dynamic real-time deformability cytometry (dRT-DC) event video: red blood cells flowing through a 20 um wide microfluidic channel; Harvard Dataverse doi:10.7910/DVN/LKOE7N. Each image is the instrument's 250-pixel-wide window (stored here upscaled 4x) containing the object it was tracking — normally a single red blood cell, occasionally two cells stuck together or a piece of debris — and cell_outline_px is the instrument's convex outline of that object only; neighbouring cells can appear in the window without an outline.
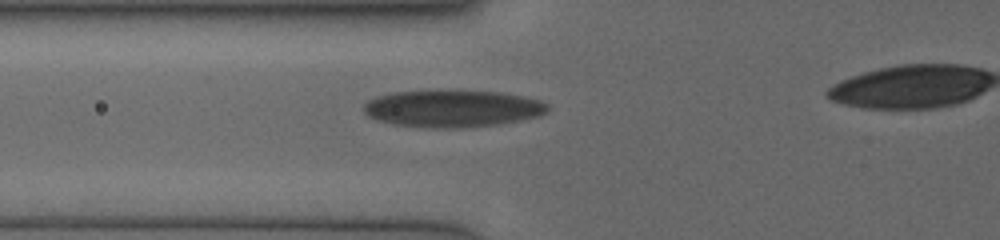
{"species": "human", "species_latin": "Homo sapiens", "temperature_condition": "cold", "stored_images_in_passage": 4, "segment_of_instrument_passage": [1, 2], "camera_frame_rate_fps": 3000, "um_per_image_px": 0.085, "donor": {"sex": "female"}, "frame": {"image": 1, "passage_image": 3, "time_ms": 2.333, "image_size_px": [1000, 240], "cell_outline_px": [[548, 108], [540, 116], [520, 120], [496, 124], [468, 128], [424, 128], [392, 124], [368, 116], [364, 112], [364, 104], [368, 100], [392, 92], [496, 92], [520, 96], [536, 100], [548, 104]], "centroid_in_image_um": [38.43, 9.26], "position_along_channel_um": 87.4, "area_um2": 38.9}}